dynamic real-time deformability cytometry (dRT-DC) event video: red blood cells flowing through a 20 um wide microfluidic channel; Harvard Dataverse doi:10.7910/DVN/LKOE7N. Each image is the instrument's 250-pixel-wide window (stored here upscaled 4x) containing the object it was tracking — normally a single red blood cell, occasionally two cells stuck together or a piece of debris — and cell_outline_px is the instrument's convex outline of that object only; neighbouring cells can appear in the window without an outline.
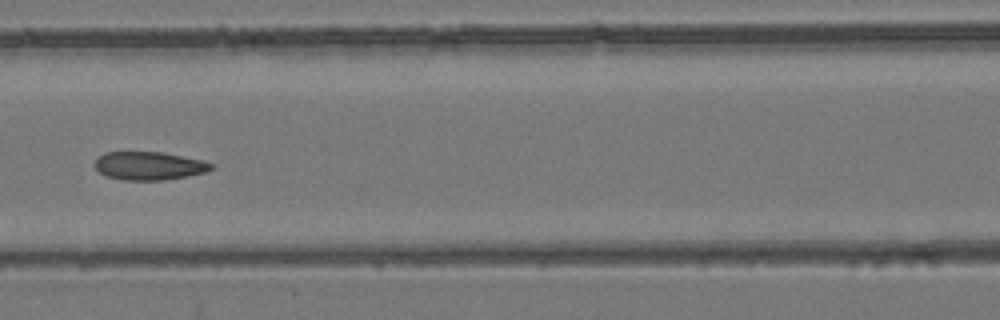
{"species": "common noctule bat (a hibernating species)", "species_latin": "Nyctalus noctula", "temperature_condition": "room temperature", "stored_images_in_passage": 7, "camera_frame_rate_fps": 3000, "um_per_image_px": 0.085, "animal": {"sex": "female", "body_mass_g": 24.6, "forearm_length_mm": 56.2}, "frame": {"image": 1, "passage_image": 7, "time_ms": 7.0, "image_size_px": [1000, 320], "cell_outline_px": [[216, 164], [208, 172], [188, 176], [164, 180], [120, 180], [108, 176], [100, 172], [96, 168], [96, 160], [104, 152], [160, 152], [204, 160]], "centroid_in_image_um": [12.73, 14.1], "position_along_channel_um": 153.9, "area_um2": 19.19}}